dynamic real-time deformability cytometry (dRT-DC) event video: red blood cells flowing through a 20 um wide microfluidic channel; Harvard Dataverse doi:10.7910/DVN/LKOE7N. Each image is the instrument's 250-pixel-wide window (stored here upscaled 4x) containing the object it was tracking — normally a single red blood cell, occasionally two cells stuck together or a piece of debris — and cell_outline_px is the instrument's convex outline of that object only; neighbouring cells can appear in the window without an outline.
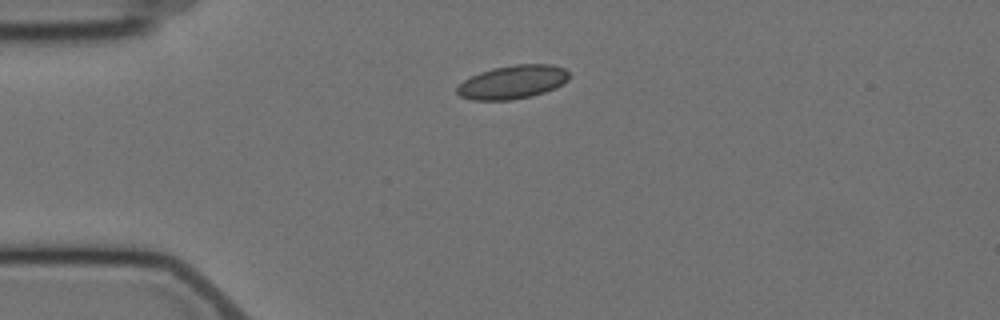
{"species": "Egyptian fruit bat (a non-hibernating species)", "species_latin": "Rousettus aegyptiacus", "temperature_condition": "cold", "stored_images_in_passage": 1, "camera_frame_rate_fps": 3000, "um_per_image_px": 0.085, "animal": {"sex": "female"}, "frame": {"image": 1, "passage_image": 1, "time_ms": 0.0, "image_size_px": [1000, 320], "cell_outline_px": [[568, 80], [556, 88], [532, 96], [512, 100], [472, 100], [460, 96], [456, 92], [456, 88], [464, 80], [480, 72], [492, 68], [516, 64], [552, 64], [564, 68], [568, 72]], "centroid_in_image_um": [43.57, 6.98], "position_along_channel_um": 41.4, "area_um2": 21.96}}